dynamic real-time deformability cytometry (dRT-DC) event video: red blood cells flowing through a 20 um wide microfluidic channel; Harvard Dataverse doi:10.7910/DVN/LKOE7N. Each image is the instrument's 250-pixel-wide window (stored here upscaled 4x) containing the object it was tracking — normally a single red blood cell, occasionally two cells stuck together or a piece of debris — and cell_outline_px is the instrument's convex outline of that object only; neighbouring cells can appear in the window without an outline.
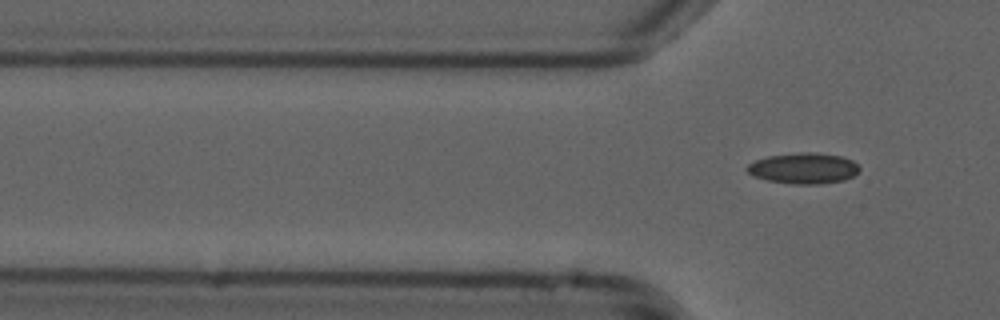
{"species": "common noctule bat (a hibernating species)", "species_latin": "Nyctalus noctula", "temperature_condition": "cold", "stored_images_in_passage": 2, "camera_frame_rate_fps": 3000, "um_per_image_px": 0.085, "animal": {"sex": "male", "forearm_length_mm": 52.5}, "frame": {"image": 1, "passage_image": 2, "time_ms": 0.333, "image_size_px": [1000, 320], "cell_outline_px": [[860, 168], [852, 176], [844, 180], [820, 184], [792, 184], [768, 180], [756, 176], [748, 172], [744, 168], [748, 164], [756, 160], [768, 156], [800, 152], [812, 152], [840, 156], [852, 160]], "centroid_in_image_um": [68.29, 14.3], "position_along_channel_um": 57.5, "area_um2": 20.0}}